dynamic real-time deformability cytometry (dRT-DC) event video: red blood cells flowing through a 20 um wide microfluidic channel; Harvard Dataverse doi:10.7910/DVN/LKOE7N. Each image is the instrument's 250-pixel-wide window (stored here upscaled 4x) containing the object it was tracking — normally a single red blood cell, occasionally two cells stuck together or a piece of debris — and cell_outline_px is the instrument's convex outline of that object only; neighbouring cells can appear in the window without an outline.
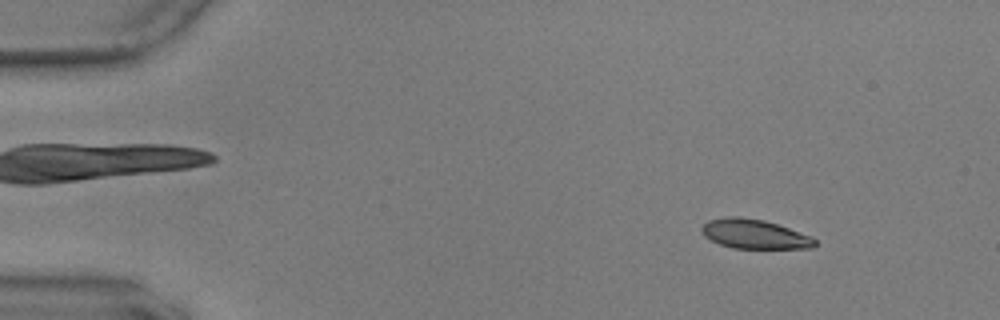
{"species": "common noctule bat (a hibernating species)", "species_latin": "Nyctalus noctula", "temperature_condition": "warm", "stored_images_in_passage": 56, "camera_frame_rate_fps": 3000, "um_per_image_px": 0.085, "animal": {"sex": "male", "body_mass_g": 17.9, "forearm_length_mm": 54.2}, "frame": {"image": 1, "passage_image": 6, "time_ms": 1.667, "image_size_px": [1000, 320], "cell_outline_px": [[816, 244], [812, 248], [732, 248], [720, 244], [704, 236], [700, 228], [708, 220], [724, 216], [740, 216], [764, 220], [812, 236], [816, 240]], "centroid_in_image_um": [64.11, 19.88], "position_along_channel_um": 20.9, "area_um2": 19.36}}
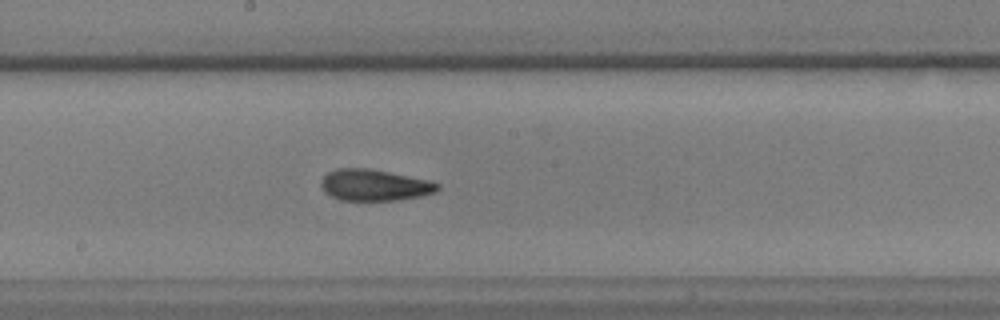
{"frame": {"image": 2, "passage_image": 30, "time_ms": 9.667, "image_size_px": [1000, 320], "cell_outline_px": [[440, 188], [436, 192], [420, 196], [396, 200], [340, 200], [324, 192], [320, 184], [320, 180], [328, 172], [336, 168], [368, 168], [428, 180], [440, 184]], "centroid_in_image_um": [31.8, 15.73], "position_along_channel_um": 216.4, "area_um2": 21.21}}
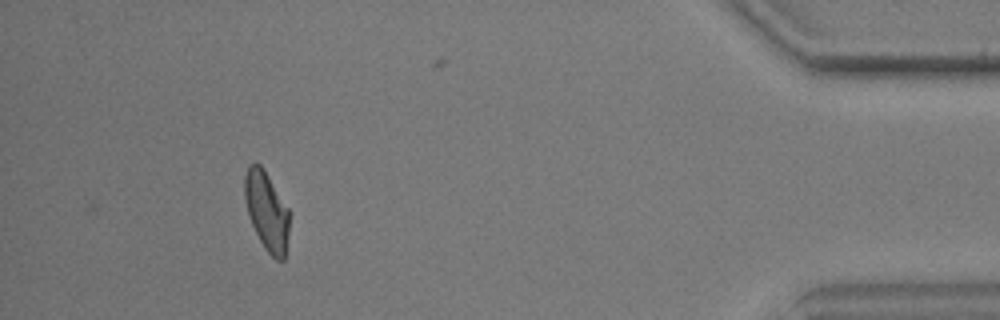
{"frame": {"image": 3, "passage_image": 51, "time_ms": 16.667, "image_size_px": [1000, 320], "cell_outline_px": [[288, 232], [284, 260], [276, 260], [264, 248], [248, 216], [244, 200], [244, 176], [248, 164], [260, 164], [288, 208]], "centroid_in_image_um": [22.63, 17.93], "position_along_channel_um": 412.6, "area_um2": 20.23}, "authors_computed_cell_mechanics": {"area_um2": 20.9236, "velocity_mm_per_s": 3.5947, "shape_relaxation_time_tau1_ms": 5.4586, "shape_relaxation_time_tau2_ms": 2.05, "deformation_change_tau1": 0.1687, "deformation_change_tau2": 0.0822}}